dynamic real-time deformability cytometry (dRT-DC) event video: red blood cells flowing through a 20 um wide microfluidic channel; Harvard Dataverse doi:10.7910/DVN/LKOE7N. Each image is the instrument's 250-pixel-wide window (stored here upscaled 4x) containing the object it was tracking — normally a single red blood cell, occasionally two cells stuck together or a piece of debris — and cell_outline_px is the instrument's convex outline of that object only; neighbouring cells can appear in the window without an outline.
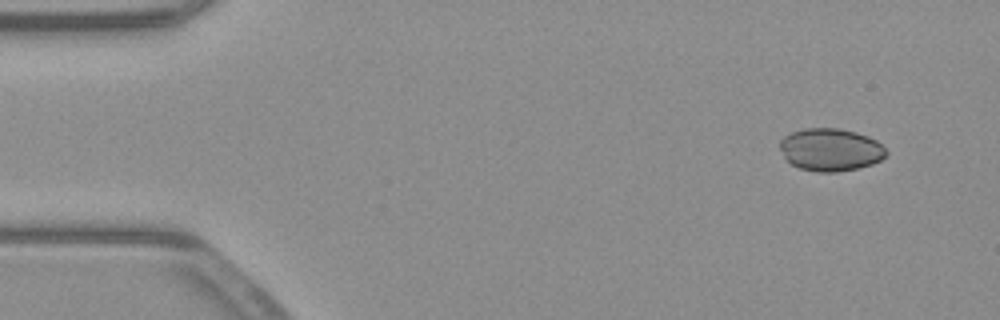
{"species": "common noctule bat (a hibernating species)", "species_latin": "Nyctalus noctula", "temperature_condition": "warm", "stored_images_in_passage": 49, "camera_frame_rate_fps": 3000, "um_per_image_px": 0.085, "animal": {"sex": "male", "body_mass_g": 23.1, "forearm_length_mm": 52.7}, "frame": {"image": 1, "passage_image": 1, "time_ms": 0.0, "image_size_px": [1000, 320], "cell_outline_px": [[888, 156], [872, 164], [856, 168], [836, 172], [816, 172], [800, 168], [792, 164], [784, 156], [780, 148], [780, 140], [784, 136], [792, 132], [804, 128], [840, 128], [856, 132], [868, 136], [876, 140], [888, 152]], "centroid_in_image_um": [70.61, 12.71], "position_along_channel_um": 14.4, "area_um2": 26.41}}
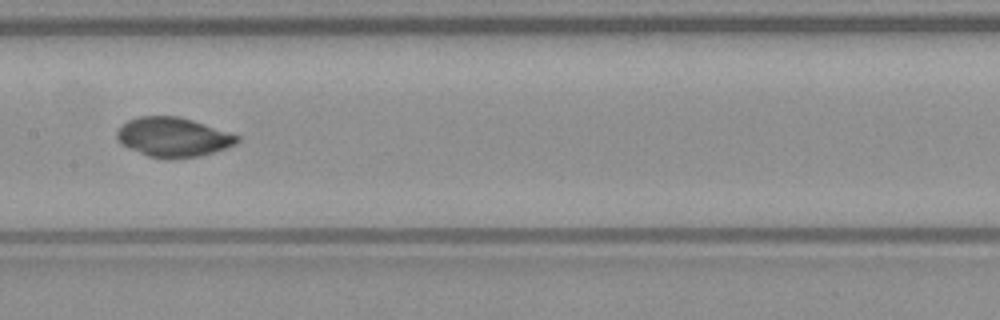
{"frame": {"image": 2, "passage_image": 23, "time_ms": 7.333, "image_size_px": [1000, 320], "cell_outline_px": [[240, 140], [236, 144], [200, 156], [168, 160], [148, 156], [128, 148], [120, 144], [116, 136], [116, 132], [128, 120], [140, 116], [176, 116], [192, 120], [240, 136]], "centroid_in_image_um": [14.69, 11.67], "position_along_channel_um": 192.7, "area_um2": 27.57}}
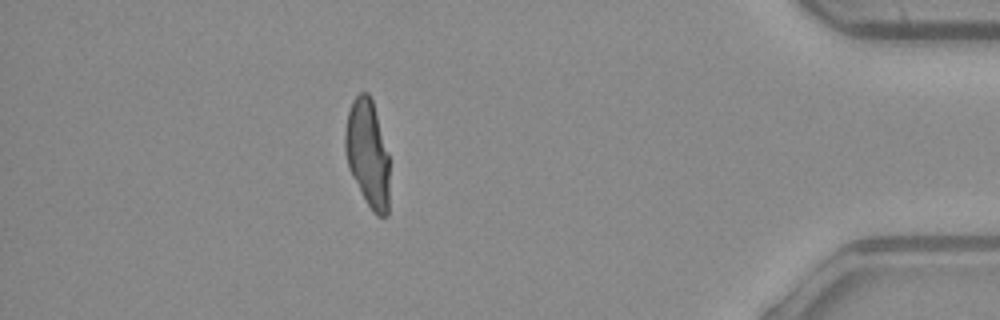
{"frame": {"image": 3, "passage_image": 43, "time_ms": 14.0, "image_size_px": [1000, 320], "cell_outline_px": [[388, 216], [376, 216], [372, 212], [352, 176], [348, 168], [344, 148], [344, 136], [348, 112], [352, 100], [360, 92], [368, 92], [372, 100], [388, 156]], "centroid_in_image_um": [31.22, 13.06], "position_along_channel_um": 404.0, "area_um2": 27.4}, "authors_computed_cell_mechanics": {"area_um2": 27.9174, "velocity_mm_per_s": 3.9369, "shape_relaxation_time_tau1_ms": null, "shape_relaxation_time_tau2_ms": 1.3568, "deformation_change_tau1": null, "deformation_change_tau2": 0.0313}}